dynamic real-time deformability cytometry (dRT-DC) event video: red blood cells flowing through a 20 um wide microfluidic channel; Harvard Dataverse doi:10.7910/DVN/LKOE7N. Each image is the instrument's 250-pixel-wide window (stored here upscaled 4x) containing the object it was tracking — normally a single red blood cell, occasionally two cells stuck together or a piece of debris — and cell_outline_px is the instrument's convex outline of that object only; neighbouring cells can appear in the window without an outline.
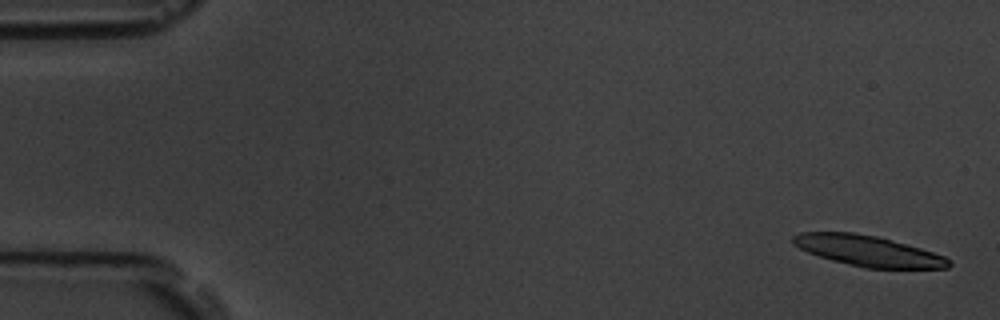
{"species": "common noctule bat (a hibernating species)", "species_latin": "Nyctalus noctula", "temperature_condition": "room temperature", "stored_images_in_passage": 5, "camera_frame_rate_fps": 3000, "um_per_image_px": 0.085, "animal": {"sex": "male", "body_mass_g": 19.5, "forearm_length_mm": 54.6}, "frame": {"image": 1, "passage_image": 1, "time_ms": 0.0, "image_size_px": [1000, 320], "cell_outline_px": [[952, 264], [948, 268], [864, 268], [832, 260], [808, 252], [792, 244], [792, 236], [800, 232], [856, 232], [876, 236], [920, 248], [944, 256], [952, 260]], "centroid_in_image_um": [73.78, 21.32], "position_along_channel_um": 11.2, "area_um2": 27.69}}